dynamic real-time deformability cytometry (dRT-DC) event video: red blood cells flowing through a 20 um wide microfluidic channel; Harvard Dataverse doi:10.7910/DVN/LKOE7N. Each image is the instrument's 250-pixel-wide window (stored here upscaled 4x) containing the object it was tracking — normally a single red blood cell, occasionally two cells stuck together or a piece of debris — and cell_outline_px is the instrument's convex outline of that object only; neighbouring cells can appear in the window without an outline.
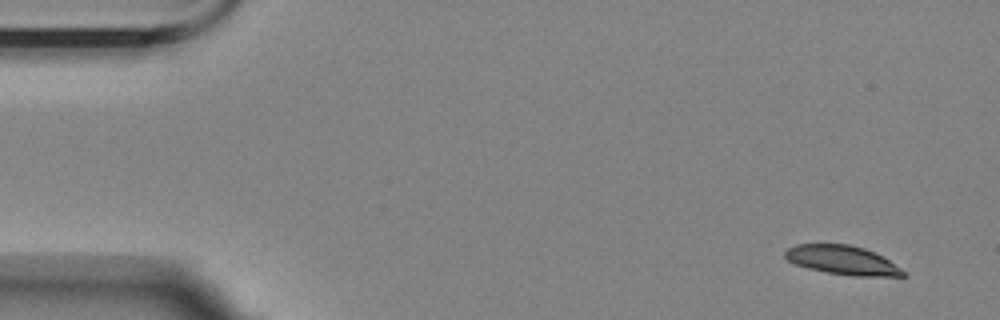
{"species": "Egyptian fruit bat (a non-hibernating species)", "species_latin": "Rousettus aegyptiacus", "temperature_condition": "room temperature", "stored_images_in_passage": 4, "camera_frame_rate_fps": 3000, "um_per_image_px": 0.085, "animal": {"sex": "female"}, "frame": {"image": 1, "passage_image": 1, "time_ms": 0.0, "image_size_px": [1000, 320], "cell_outline_px": [[904, 276], [852, 276], [828, 272], [808, 268], [796, 264], [788, 260], [784, 256], [784, 252], [788, 248], [796, 244], [848, 244], [864, 248], [888, 260], [900, 268], [904, 272]], "centroid_in_image_um": [71.56, 22.11], "position_along_channel_um": 13.4, "area_um2": 19.59}}